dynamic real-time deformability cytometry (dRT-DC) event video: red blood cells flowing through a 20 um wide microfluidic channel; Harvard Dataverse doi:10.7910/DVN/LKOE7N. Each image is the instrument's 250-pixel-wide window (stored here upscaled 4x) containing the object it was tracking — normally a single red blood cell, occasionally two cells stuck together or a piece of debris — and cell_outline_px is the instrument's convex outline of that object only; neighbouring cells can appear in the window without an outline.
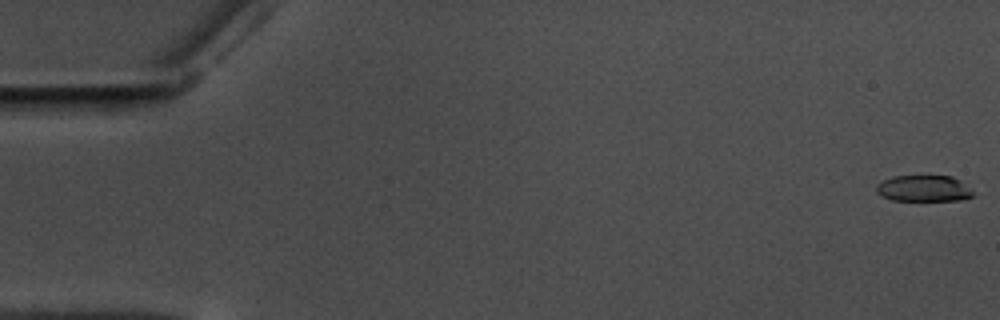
{"species": "common noctule bat (a hibernating species)", "species_latin": "Nyctalus noctula", "temperature_condition": "warm", "stored_images_in_passage": 59, "camera_frame_rate_fps": 3000, "um_per_image_px": 0.085, "animal": {"sex": "male", "body_mass_g": 17.5, "forearm_length_mm": 52.3}, "frame": {"image": 1, "passage_image": 1, "time_ms": 0.0, "image_size_px": [1000, 320], "cell_outline_px": [[972, 196], [964, 200], [892, 200], [880, 196], [876, 192], [876, 184], [892, 176], [924, 172], [952, 176], [960, 180], [972, 192]], "centroid_in_image_um": [78.47, 15.95], "position_along_channel_um": 6.5, "area_um2": 15.61}}
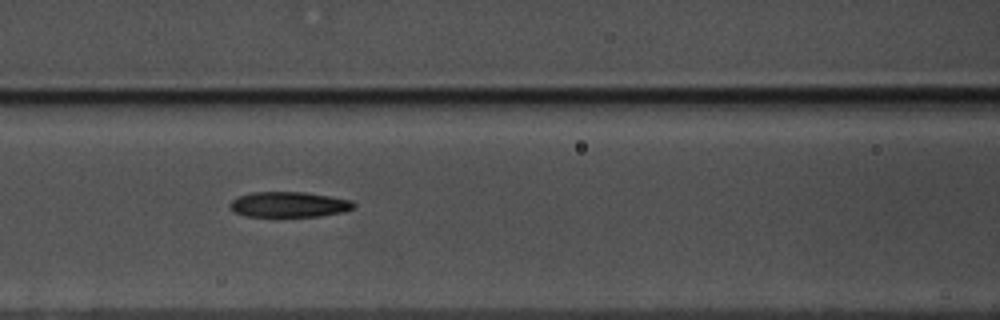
{"frame": {"image": 2, "passage_image": 26, "time_ms": 8.333, "image_size_px": [1000, 320], "cell_outline_px": [[356, 208], [344, 212], [320, 216], [244, 216], [232, 212], [228, 204], [232, 200], [240, 196], [252, 192], [304, 192], [352, 200], [356, 204]], "centroid_in_image_um": [24.57, 17.39], "position_along_channel_um": 142.0, "area_um2": 18.44}}
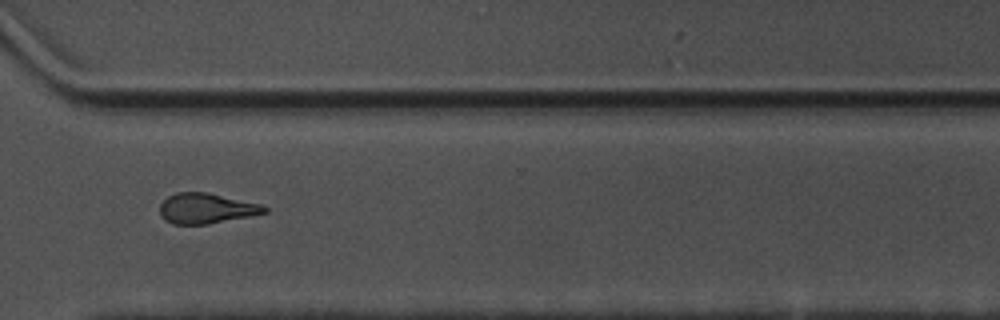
{"frame": {"image": 3, "passage_image": 44, "time_ms": 14.333, "image_size_px": [1000, 320], "cell_outline_px": [[268, 212], [252, 216], [208, 224], [172, 224], [164, 220], [160, 212], [160, 204], [168, 196], [176, 192], [208, 192], [260, 204], [268, 208]], "centroid_in_image_um": [17.54, 17.71], "position_along_channel_um": 353.1, "area_um2": 18.55}, "authors_computed_cell_mechanics": {"area_um2": 18.496, "velocity_mm_per_s": 3.5213, "shape_relaxation_time_tau1_ms": 11.1051, "shape_relaxation_time_tau2_ms": 5.9561, "deformation_change_tau1": 0.2536, "deformation_change_tau2": 0.1747}}